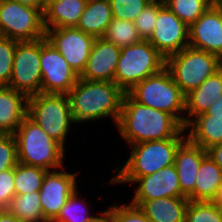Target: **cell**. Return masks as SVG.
<instances>
[{"label": "cell", "instance_id": "cell-43", "mask_svg": "<svg viewBox=\"0 0 222 222\" xmlns=\"http://www.w3.org/2000/svg\"><path fill=\"white\" fill-rule=\"evenodd\" d=\"M97 222H111V221L108 218V216L106 214H104L103 217Z\"/></svg>", "mask_w": 222, "mask_h": 222}, {"label": "cell", "instance_id": "cell-44", "mask_svg": "<svg viewBox=\"0 0 222 222\" xmlns=\"http://www.w3.org/2000/svg\"><path fill=\"white\" fill-rule=\"evenodd\" d=\"M220 18H221V24H222V1L220 0Z\"/></svg>", "mask_w": 222, "mask_h": 222}, {"label": "cell", "instance_id": "cell-9", "mask_svg": "<svg viewBox=\"0 0 222 222\" xmlns=\"http://www.w3.org/2000/svg\"><path fill=\"white\" fill-rule=\"evenodd\" d=\"M44 9L13 0H0V36L18 41H35L45 37Z\"/></svg>", "mask_w": 222, "mask_h": 222}, {"label": "cell", "instance_id": "cell-3", "mask_svg": "<svg viewBox=\"0 0 222 222\" xmlns=\"http://www.w3.org/2000/svg\"><path fill=\"white\" fill-rule=\"evenodd\" d=\"M17 160L47 171L64 166L66 149L26 116L15 131Z\"/></svg>", "mask_w": 222, "mask_h": 222}, {"label": "cell", "instance_id": "cell-28", "mask_svg": "<svg viewBox=\"0 0 222 222\" xmlns=\"http://www.w3.org/2000/svg\"><path fill=\"white\" fill-rule=\"evenodd\" d=\"M47 170L18 162L14 167L15 195L39 191Z\"/></svg>", "mask_w": 222, "mask_h": 222}, {"label": "cell", "instance_id": "cell-7", "mask_svg": "<svg viewBox=\"0 0 222 222\" xmlns=\"http://www.w3.org/2000/svg\"><path fill=\"white\" fill-rule=\"evenodd\" d=\"M165 65L166 58L148 40H142L121 48L114 82L127 93L145 78L161 71Z\"/></svg>", "mask_w": 222, "mask_h": 222}, {"label": "cell", "instance_id": "cell-29", "mask_svg": "<svg viewBox=\"0 0 222 222\" xmlns=\"http://www.w3.org/2000/svg\"><path fill=\"white\" fill-rule=\"evenodd\" d=\"M103 38L120 48L142 41L134 22L117 18L109 23Z\"/></svg>", "mask_w": 222, "mask_h": 222}, {"label": "cell", "instance_id": "cell-11", "mask_svg": "<svg viewBox=\"0 0 222 222\" xmlns=\"http://www.w3.org/2000/svg\"><path fill=\"white\" fill-rule=\"evenodd\" d=\"M41 93L67 94L79 79L60 52L43 37L40 39Z\"/></svg>", "mask_w": 222, "mask_h": 222}, {"label": "cell", "instance_id": "cell-1", "mask_svg": "<svg viewBox=\"0 0 222 222\" xmlns=\"http://www.w3.org/2000/svg\"><path fill=\"white\" fill-rule=\"evenodd\" d=\"M119 135L128 145L173 137H187L184 126L168 112L145 106L128 93L122 100L116 125Z\"/></svg>", "mask_w": 222, "mask_h": 222}, {"label": "cell", "instance_id": "cell-34", "mask_svg": "<svg viewBox=\"0 0 222 222\" xmlns=\"http://www.w3.org/2000/svg\"><path fill=\"white\" fill-rule=\"evenodd\" d=\"M113 18L132 21L152 0H109Z\"/></svg>", "mask_w": 222, "mask_h": 222}, {"label": "cell", "instance_id": "cell-10", "mask_svg": "<svg viewBox=\"0 0 222 222\" xmlns=\"http://www.w3.org/2000/svg\"><path fill=\"white\" fill-rule=\"evenodd\" d=\"M41 84L40 39L18 41L8 87L28 98L41 93Z\"/></svg>", "mask_w": 222, "mask_h": 222}, {"label": "cell", "instance_id": "cell-35", "mask_svg": "<svg viewBox=\"0 0 222 222\" xmlns=\"http://www.w3.org/2000/svg\"><path fill=\"white\" fill-rule=\"evenodd\" d=\"M105 214L111 222H151L138 206L131 203L106 207Z\"/></svg>", "mask_w": 222, "mask_h": 222}, {"label": "cell", "instance_id": "cell-12", "mask_svg": "<svg viewBox=\"0 0 222 222\" xmlns=\"http://www.w3.org/2000/svg\"><path fill=\"white\" fill-rule=\"evenodd\" d=\"M137 184L131 200H154L164 197H185L175 165L158 170L157 172L139 178H111L110 185Z\"/></svg>", "mask_w": 222, "mask_h": 222}, {"label": "cell", "instance_id": "cell-30", "mask_svg": "<svg viewBox=\"0 0 222 222\" xmlns=\"http://www.w3.org/2000/svg\"><path fill=\"white\" fill-rule=\"evenodd\" d=\"M213 2L214 0H167L164 4L189 27Z\"/></svg>", "mask_w": 222, "mask_h": 222}, {"label": "cell", "instance_id": "cell-45", "mask_svg": "<svg viewBox=\"0 0 222 222\" xmlns=\"http://www.w3.org/2000/svg\"><path fill=\"white\" fill-rule=\"evenodd\" d=\"M152 1H159V2H166L167 0H152Z\"/></svg>", "mask_w": 222, "mask_h": 222}, {"label": "cell", "instance_id": "cell-18", "mask_svg": "<svg viewBox=\"0 0 222 222\" xmlns=\"http://www.w3.org/2000/svg\"><path fill=\"white\" fill-rule=\"evenodd\" d=\"M207 150L186 138L178 147L174 165L177 170L181 192L188 197L196 183L201 161L207 156Z\"/></svg>", "mask_w": 222, "mask_h": 222}, {"label": "cell", "instance_id": "cell-37", "mask_svg": "<svg viewBox=\"0 0 222 222\" xmlns=\"http://www.w3.org/2000/svg\"><path fill=\"white\" fill-rule=\"evenodd\" d=\"M14 195V168H12L0 172V210L8 207Z\"/></svg>", "mask_w": 222, "mask_h": 222}, {"label": "cell", "instance_id": "cell-8", "mask_svg": "<svg viewBox=\"0 0 222 222\" xmlns=\"http://www.w3.org/2000/svg\"><path fill=\"white\" fill-rule=\"evenodd\" d=\"M165 67L186 95L218 71L222 60L215 54L188 46L167 57Z\"/></svg>", "mask_w": 222, "mask_h": 222}, {"label": "cell", "instance_id": "cell-6", "mask_svg": "<svg viewBox=\"0 0 222 222\" xmlns=\"http://www.w3.org/2000/svg\"><path fill=\"white\" fill-rule=\"evenodd\" d=\"M27 116L65 148L70 127L76 124L67 94L39 93L28 97Z\"/></svg>", "mask_w": 222, "mask_h": 222}, {"label": "cell", "instance_id": "cell-26", "mask_svg": "<svg viewBox=\"0 0 222 222\" xmlns=\"http://www.w3.org/2000/svg\"><path fill=\"white\" fill-rule=\"evenodd\" d=\"M6 210L23 222H48L40 205V192L14 195Z\"/></svg>", "mask_w": 222, "mask_h": 222}, {"label": "cell", "instance_id": "cell-33", "mask_svg": "<svg viewBox=\"0 0 222 222\" xmlns=\"http://www.w3.org/2000/svg\"><path fill=\"white\" fill-rule=\"evenodd\" d=\"M17 42L18 40L0 36V86L9 85Z\"/></svg>", "mask_w": 222, "mask_h": 222}, {"label": "cell", "instance_id": "cell-27", "mask_svg": "<svg viewBox=\"0 0 222 222\" xmlns=\"http://www.w3.org/2000/svg\"><path fill=\"white\" fill-rule=\"evenodd\" d=\"M78 188L69 197L62 207L60 214L53 222H97L105 214V210L98 213V216L90 214L89 203L79 195ZM82 198V199H80ZM88 206H87V205Z\"/></svg>", "mask_w": 222, "mask_h": 222}, {"label": "cell", "instance_id": "cell-14", "mask_svg": "<svg viewBox=\"0 0 222 222\" xmlns=\"http://www.w3.org/2000/svg\"><path fill=\"white\" fill-rule=\"evenodd\" d=\"M65 168L67 167L63 166L59 171H47L39 190L40 205L48 222H53L57 218L62 207L78 187V173L66 172Z\"/></svg>", "mask_w": 222, "mask_h": 222}, {"label": "cell", "instance_id": "cell-42", "mask_svg": "<svg viewBox=\"0 0 222 222\" xmlns=\"http://www.w3.org/2000/svg\"><path fill=\"white\" fill-rule=\"evenodd\" d=\"M213 202H215L217 205H219L220 208L222 209V184L219 186L217 195H216Z\"/></svg>", "mask_w": 222, "mask_h": 222}, {"label": "cell", "instance_id": "cell-13", "mask_svg": "<svg viewBox=\"0 0 222 222\" xmlns=\"http://www.w3.org/2000/svg\"><path fill=\"white\" fill-rule=\"evenodd\" d=\"M46 39L80 76L90 56L95 37L77 27L45 29Z\"/></svg>", "mask_w": 222, "mask_h": 222}, {"label": "cell", "instance_id": "cell-22", "mask_svg": "<svg viewBox=\"0 0 222 222\" xmlns=\"http://www.w3.org/2000/svg\"><path fill=\"white\" fill-rule=\"evenodd\" d=\"M87 0H46L45 29L77 27Z\"/></svg>", "mask_w": 222, "mask_h": 222}, {"label": "cell", "instance_id": "cell-5", "mask_svg": "<svg viewBox=\"0 0 222 222\" xmlns=\"http://www.w3.org/2000/svg\"><path fill=\"white\" fill-rule=\"evenodd\" d=\"M127 93L145 106L168 112L185 127V94L166 67L145 78Z\"/></svg>", "mask_w": 222, "mask_h": 222}, {"label": "cell", "instance_id": "cell-40", "mask_svg": "<svg viewBox=\"0 0 222 222\" xmlns=\"http://www.w3.org/2000/svg\"><path fill=\"white\" fill-rule=\"evenodd\" d=\"M33 8H45L46 0H13Z\"/></svg>", "mask_w": 222, "mask_h": 222}, {"label": "cell", "instance_id": "cell-15", "mask_svg": "<svg viewBox=\"0 0 222 222\" xmlns=\"http://www.w3.org/2000/svg\"><path fill=\"white\" fill-rule=\"evenodd\" d=\"M189 27L166 5L159 11L155 29L148 41L167 58L189 46Z\"/></svg>", "mask_w": 222, "mask_h": 222}, {"label": "cell", "instance_id": "cell-32", "mask_svg": "<svg viewBox=\"0 0 222 222\" xmlns=\"http://www.w3.org/2000/svg\"><path fill=\"white\" fill-rule=\"evenodd\" d=\"M164 5L165 4L163 2L151 1L134 20L135 28L142 40H148L150 38L153 30L155 29L158 11Z\"/></svg>", "mask_w": 222, "mask_h": 222}, {"label": "cell", "instance_id": "cell-23", "mask_svg": "<svg viewBox=\"0 0 222 222\" xmlns=\"http://www.w3.org/2000/svg\"><path fill=\"white\" fill-rule=\"evenodd\" d=\"M184 128L187 138L205 150L222 142V115L200 114Z\"/></svg>", "mask_w": 222, "mask_h": 222}, {"label": "cell", "instance_id": "cell-16", "mask_svg": "<svg viewBox=\"0 0 222 222\" xmlns=\"http://www.w3.org/2000/svg\"><path fill=\"white\" fill-rule=\"evenodd\" d=\"M189 46L217 55L222 60V24L220 0L189 26Z\"/></svg>", "mask_w": 222, "mask_h": 222}, {"label": "cell", "instance_id": "cell-36", "mask_svg": "<svg viewBox=\"0 0 222 222\" xmlns=\"http://www.w3.org/2000/svg\"><path fill=\"white\" fill-rule=\"evenodd\" d=\"M17 163V142L14 134L0 133V172L14 168Z\"/></svg>", "mask_w": 222, "mask_h": 222}, {"label": "cell", "instance_id": "cell-4", "mask_svg": "<svg viewBox=\"0 0 222 222\" xmlns=\"http://www.w3.org/2000/svg\"><path fill=\"white\" fill-rule=\"evenodd\" d=\"M187 137H173L129 145L131 153L112 178H139L174 164L176 151Z\"/></svg>", "mask_w": 222, "mask_h": 222}, {"label": "cell", "instance_id": "cell-39", "mask_svg": "<svg viewBox=\"0 0 222 222\" xmlns=\"http://www.w3.org/2000/svg\"><path fill=\"white\" fill-rule=\"evenodd\" d=\"M207 115H222V94L206 111Z\"/></svg>", "mask_w": 222, "mask_h": 222}, {"label": "cell", "instance_id": "cell-2", "mask_svg": "<svg viewBox=\"0 0 222 222\" xmlns=\"http://www.w3.org/2000/svg\"><path fill=\"white\" fill-rule=\"evenodd\" d=\"M125 92L115 83L78 79L67 93L76 124L111 118L118 123Z\"/></svg>", "mask_w": 222, "mask_h": 222}, {"label": "cell", "instance_id": "cell-21", "mask_svg": "<svg viewBox=\"0 0 222 222\" xmlns=\"http://www.w3.org/2000/svg\"><path fill=\"white\" fill-rule=\"evenodd\" d=\"M27 97L8 86H0V133L14 134L27 116Z\"/></svg>", "mask_w": 222, "mask_h": 222}, {"label": "cell", "instance_id": "cell-20", "mask_svg": "<svg viewBox=\"0 0 222 222\" xmlns=\"http://www.w3.org/2000/svg\"><path fill=\"white\" fill-rule=\"evenodd\" d=\"M151 222H185L187 197H164L154 200H129Z\"/></svg>", "mask_w": 222, "mask_h": 222}, {"label": "cell", "instance_id": "cell-38", "mask_svg": "<svg viewBox=\"0 0 222 222\" xmlns=\"http://www.w3.org/2000/svg\"><path fill=\"white\" fill-rule=\"evenodd\" d=\"M207 154L222 169V142L207 149Z\"/></svg>", "mask_w": 222, "mask_h": 222}, {"label": "cell", "instance_id": "cell-41", "mask_svg": "<svg viewBox=\"0 0 222 222\" xmlns=\"http://www.w3.org/2000/svg\"><path fill=\"white\" fill-rule=\"evenodd\" d=\"M0 222H23L13 214L9 213L6 209L0 210Z\"/></svg>", "mask_w": 222, "mask_h": 222}, {"label": "cell", "instance_id": "cell-19", "mask_svg": "<svg viewBox=\"0 0 222 222\" xmlns=\"http://www.w3.org/2000/svg\"><path fill=\"white\" fill-rule=\"evenodd\" d=\"M221 94L222 67L185 95V126L194 117L206 113Z\"/></svg>", "mask_w": 222, "mask_h": 222}, {"label": "cell", "instance_id": "cell-31", "mask_svg": "<svg viewBox=\"0 0 222 222\" xmlns=\"http://www.w3.org/2000/svg\"><path fill=\"white\" fill-rule=\"evenodd\" d=\"M185 222H222V209L213 201L189 200Z\"/></svg>", "mask_w": 222, "mask_h": 222}, {"label": "cell", "instance_id": "cell-17", "mask_svg": "<svg viewBox=\"0 0 222 222\" xmlns=\"http://www.w3.org/2000/svg\"><path fill=\"white\" fill-rule=\"evenodd\" d=\"M120 53V47L106 41L103 37L95 38L90 56L79 78L90 81L114 82Z\"/></svg>", "mask_w": 222, "mask_h": 222}, {"label": "cell", "instance_id": "cell-24", "mask_svg": "<svg viewBox=\"0 0 222 222\" xmlns=\"http://www.w3.org/2000/svg\"><path fill=\"white\" fill-rule=\"evenodd\" d=\"M113 20L109 0H87L77 28L95 38L103 37Z\"/></svg>", "mask_w": 222, "mask_h": 222}, {"label": "cell", "instance_id": "cell-25", "mask_svg": "<svg viewBox=\"0 0 222 222\" xmlns=\"http://www.w3.org/2000/svg\"><path fill=\"white\" fill-rule=\"evenodd\" d=\"M191 201H214L222 184V169L207 155L200 164Z\"/></svg>", "mask_w": 222, "mask_h": 222}]
</instances>
